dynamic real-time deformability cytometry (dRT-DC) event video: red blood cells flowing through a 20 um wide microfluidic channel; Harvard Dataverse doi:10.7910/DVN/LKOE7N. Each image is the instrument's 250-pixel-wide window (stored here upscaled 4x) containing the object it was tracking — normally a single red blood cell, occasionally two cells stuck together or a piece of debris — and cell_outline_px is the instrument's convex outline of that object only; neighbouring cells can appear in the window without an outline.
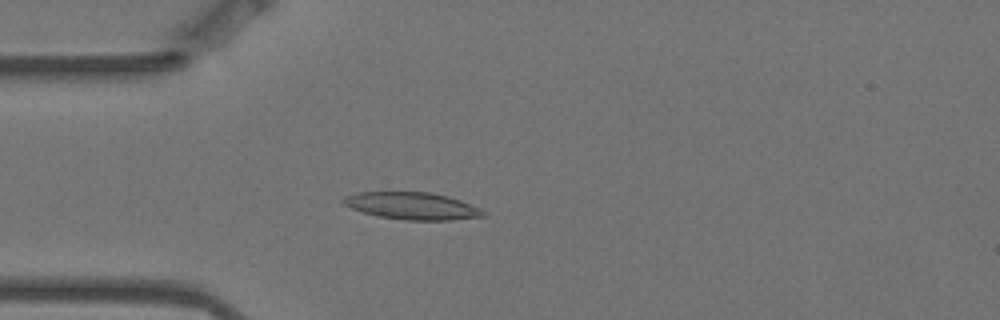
{"species": "Egyptian fruit bat (a non-hibernating species)", "species_latin": "Rousettus aegyptiacus", "temperature_condition": "warm", "stored_images_in_passage": 4, "camera_frame_rate_fps": 3000, "um_per_image_px": 0.085, "animal": {"sex": "female"}, "frame": {"image": 1, "passage_image": 4, "time_ms": 1.0, "image_size_px": [1000, 320], "cell_outline_px": [[484, 216], [452, 220], [404, 220], [376, 216], [352, 208], [344, 204], [340, 200], [344, 196], [360, 192], [428, 192], [448, 196], [460, 200], [484, 212]], "centroid_in_image_um": [34.97, 17.5], "position_along_channel_um": 50.0, "area_um2": 21.91}}